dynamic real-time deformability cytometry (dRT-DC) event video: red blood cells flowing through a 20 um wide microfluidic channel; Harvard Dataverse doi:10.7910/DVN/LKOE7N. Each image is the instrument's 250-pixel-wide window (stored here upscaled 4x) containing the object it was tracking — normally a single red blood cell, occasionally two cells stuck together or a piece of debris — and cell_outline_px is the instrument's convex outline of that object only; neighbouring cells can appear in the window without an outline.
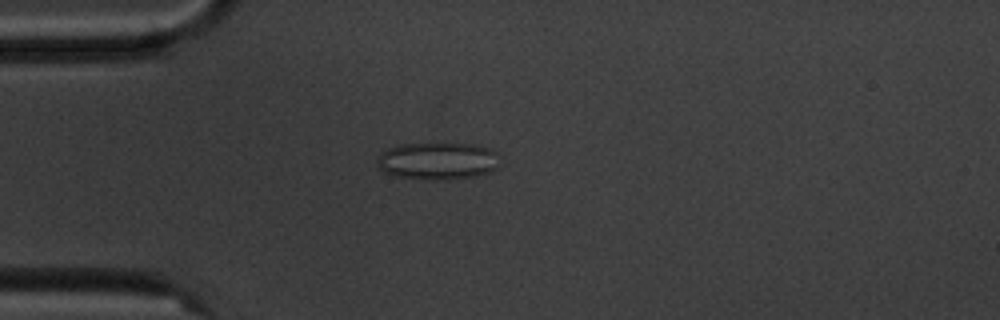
{"species": "common noctule bat (a hibernating species)", "species_latin": "Nyctalus noctula", "temperature_condition": "cold", "stored_images_in_passage": 4, "camera_frame_rate_fps": 3000, "um_per_image_px": 0.085, "animal": {"sex": "male", "body_mass_g": 20.1, "forearm_length_mm": 53.5}, "frame": {"image": 1, "passage_image": 4, "time_ms": 3.333, "image_size_px": [1000, 320], "cell_outline_px": [[496, 168], [488, 172], [476, 176], [444, 180], [432, 180], [396, 176], [384, 172], [376, 164], [380, 152], [388, 148], [400, 144], [480, 144], [492, 148], [496, 152]], "centroid_in_image_um": [37.18, 13.68], "position_along_channel_um": 47.8, "area_um2": 26.65}}